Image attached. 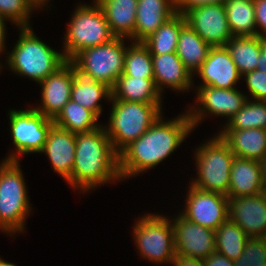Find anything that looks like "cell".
I'll list each match as a JSON object with an SVG mask.
<instances>
[{"instance_id":"7a4b0ae2","label":"cell","mask_w":266,"mask_h":266,"mask_svg":"<svg viewBox=\"0 0 266 266\" xmlns=\"http://www.w3.org/2000/svg\"><path fill=\"white\" fill-rule=\"evenodd\" d=\"M121 179L119 154L102 126L76 134L75 161L71 178L67 181L74 188L87 192L97 185Z\"/></svg>"},{"instance_id":"4dcf8cb0","label":"cell","mask_w":266,"mask_h":266,"mask_svg":"<svg viewBox=\"0 0 266 266\" xmlns=\"http://www.w3.org/2000/svg\"><path fill=\"white\" fill-rule=\"evenodd\" d=\"M250 237L229 219L215 230L216 252L235 261L243 253Z\"/></svg>"},{"instance_id":"44dd1931","label":"cell","mask_w":266,"mask_h":266,"mask_svg":"<svg viewBox=\"0 0 266 266\" xmlns=\"http://www.w3.org/2000/svg\"><path fill=\"white\" fill-rule=\"evenodd\" d=\"M176 14V0H138L134 42H142Z\"/></svg>"},{"instance_id":"9c48e42d","label":"cell","mask_w":266,"mask_h":266,"mask_svg":"<svg viewBox=\"0 0 266 266\" xmlns=\"http://www.w3.org/2000/svg\"><path fill=\"white\" fill-rule=\"evenodd\" d=\"M123 39L115 37L108 43L83 49L71 60L79 68L90 73L97 82L112 89L124 72L127 47L124 46Z\"/></svg>"},{"instance_id":"52a82bcc","label":"cell","mask_w":266,"mask_h":266,"mask_svg":"<svg viewBox=\"0 0 266 266\" xmlns=\"http://www.w3.org/2000/svg\"><path fill=\"white\" fill-rule=\"evenodd\" d=\"M79 5L72 15L65 35L64 56L72 59L78 52L89 47L108 43L112 34L100 5Z\"/></svg>"},{"instance_id":"f1b7e54d","label":"cell","mask_w":266,"mask_h":266,"mask_svg":"<svg viewBox=\"0 0 266 266\" xmlns=\"http://www.w3.org/2000/svg\"><path fill=\"white\" fill-rule=\"evenodd\" d=\"M97 119L99 117L94 112L70 99L53 119V123L61 129L78 134L100 127Z\"/></svg>"},{"instance_id":"4316f807","label":"cell","mask_w":266,"mask_h":266,"mask_svg":"<svg viewBox=\"0 0 266 266\" xmlns=\"http://www.w3.org/2000/svg\"><path fill=\"white\" fill-rule=\"evenodd\" d=\"M225 46L241 76L257 69L262 38L257 35L233 36Z\"/></svg>"},{"instance_id":"7bdbcfd3","label":"cell","mask_w":266,"mask_h":266,"mask_svg":"<svg viewBox=\"0 0 266 266\" xmlns=\"http://www.w3.org/2000/svg\"><path fill=\"white\" fill-rule=\"evenodd\" d=\"M261 167V176L264 186V192H266V155L259 161Z\"/></svg>"},{"instance_id":"7c38bea8","label":"cell","mask_w":266,"mask_h":266,"mask_svg":"<svg viewBox=\"0 0 266 266\" xmlns=\"http://www.w3.org/2000/svg\"><path fill=\"white\" fill-rule=\"evenodd\" d=\"M184 16L187 24L211 47L225 46L233 37L224 4L197 6Z\"/></svg>"},{"instance_id":"9a60e30c","label":"cell","mask_w":266,"mask_h":266,"mask_svg":"<svg viewBox=\"0 0 266 266\" xmlns=\"http://www.w3.org/2000/svg\"><path fill=\"white\" fill-rule=\"evenodd\" d=\"M228 219L249 237L266 238V192L228 197Z\"/></svg>"},{"instance_id":"e575fe53","label":"cell","mask_w":266,"mask_h":266,"mask_svg":"<svg viewBox=\"0 0 266 266\" xmlns=\"http://www.w3.org/2000/svg\"><path fill=\"white\" fill-rule=\"evenodd\" d=\"M235 266H266V238L250 237Z\"/></svg>"},{"instance_id":"ffe728a7","label":"cell","mask_w":266,"mask_h":266,"mask_svg":"<svg viewBox=\"0 0 266 266\" xmlns=\"http://www.w3.org/2000/svg\"><path fill=\"white\" fill-rule=\"evenodd\" d=\"M154 82L162 93L163 85L173 90L187 91L193 85L191 72L184 66L176 52L167 54H151Z\"/></svg>"},{"instance_id":"f6af8a7d","label":"cell","mask_w":266,"mask_h":266,"mask_svg":"<svg viewBox=\"0 0 266 266\" xmlns=\"http://www.w3.org/2000/svg\"><path fill=\"white\" fill-rule=\"evenodd\" d=\"M0 266H16L13 263L5 262L2 259H0Z\"/></svg>"},{"instance_id":"f546056e","label":"cell","mask_w":266,"mask_h":266,"mask_svg":"<svg viewBox=\"0 0 266 266\" xmlns=\"http://www.w3.org/2000/svg\"><path fill=\"white\" fill-rule=\"evenodd\" d=\"M224 6L233 36L257 35L253 0H226Z\"/></svg>"},{"instance_id":"74e56055","label":"cell","mask_w":266,"mask_h":266,"mask_svg":"<svg viewBox=\"0 0 266 266\" xmlns=\"http://www.w3.org/2000/svg\"><path fill=\"white\" fill-rule=\"evenodd\" d=\"M226 0H176V13L185 14L188 10L206 4H224Z\"/></svg>"},{"instance_id":"3957f363","label":"cell","mask_w":266,"mask_h":266,"mask_svg":"<svg viewBox=\"0 0 266 266\" xmlns=\"http://www.w3.org/2000/svg\"><path fill=\"white\" fill-rule=\"evenodd\" d=\"M19 30V40L6 59L9 68L16 74L40 83L66 63L64 54L42 42L31 27Z\"/></svg>"},{"instance_id":"603a6c76","label":"cell","mask_w":266,"mask_h":266,"mask_svg":"<svg viewBox=\"0 0 266 266\" xmlns=\"http://www.w3.org/2000/svg\"><path fill=\"white\" fill-rule=\"evenodd\" d=\"M220 137L236 157L260 161L266 155V130H222Z\"/></svg>"},{"instance_id":"cb8c5ba5","label":"cell","mask_w":266,"mask_h":266,"mask_svg":"<svg viewBox=\"0 0 266 266\" xmlns=\"http://www.w3.org/2000/svg\"><path fill=\"white\" fill-rule=\"evenodd\" d=\"M104 12L115 37L129 38L134 42L138 0H94Z\"/></svg>"},{"instance_id":"83f0119b","label":"cell","mask_w":266,"mask_h":266,"mask_svg":"<svg viewBox=\"0 0 266 266\" xmlns=\"http://www.w3.org/2000/svg\"><path fill=\"white\" fill-rule=\"evenodd\" d=\"M186 23L185 16L176 13L142 43L147 47L150 54L176 52L180 31Z\"/></svg>"},{"instance_id":"f35d334b","label":"cell","mask_w":266,"mask_h":266,"mask_svg":"<svg viewBox=\"0 0 266 266\" xmlns=\"http://www.w3.org/2000/svg\"><path fill=\"white\" fill-rule=\"evenodd\" d=\"M203 262L205 266H235L234 261L217 252L211 254Z\"/></svg>"},{"instance_id":"5b68a950","label":"cell","mask_w":266,"mask_h":266,"mask_svg":"<svg viewBox=\"0 0 266 266\" xmlns=\"http://www.w3.org/2000/svg\"><path fill=\"white\" fill-rule=\"evenodd\" d=\"M112 110L109 127L104 130L119 154L131 142L142 136L162 114L155 103L110 100Z\"/></svg>"},{"instance_id":"ab89813d","label":"cell","mask_w":266,"mask_h":266,"mask_svg":"<svg viewBox=\"0 0 266 266\" xmlns=\"http://www.w3.org/2000/svg\"><path fill=\"white\" fill-rule=\"evenodd\" d=\"M172 264L175 266H205L203 260L176 255Z\"/></svg>"},{"instance_id":"7402d4cb","label":"cell","mask_w":266,"mask_h":266,"mask_svg":"<svg viewBox=\"0 0 266 266\" xmlns=\"http://www.w3.org/2000/svg\"><path fill=\"white\" fill-rule=\"evenodd\" d=\"M263 192L259 161L235 156L231 166L228 197H246Z\"/></svg>"},{"instance_id":"5bb4252c","label":"cell","mask_w":266,"mask_h":266,"mask_svg":"<svg viewBox=\"0 0 266 266\" xmlns=\"http://www.w3.org/2000/svg\"><path fill=\"white\" fill-rule=\"evenodd\" d=\"M173 222L176 255L204 260L216 252L215 231L193 223L181 214Z\"/></svg>"},{"instance_id":"2e32d148","label":"cell","mask_w":266,"mask_h":266,"mask_svg":"<svg viewBox=\"0 0 266 266\" xmlns=\"http://www.w3.org/2000/svg\"><path fill=\"white\" fill-rule=\"evenodd\" d=\"M203 80L200 86L233 89L242 77L226 46L211 47L207 59L197 71Z\"/></svg>"},{"instance_id":"d590c367","label":"cell","mask_w":266,"mask_h":266,"mask_svg":"<svg viewBox=\"0 0 266 266\" xmlns=\"http://www.w3.org/2000/svg\"><path fill=\"white\" fill-rule=\"evenodd\" d=\"M245 81L249 93L255 100L266 101V73L258 69L246 73Z\"/></svg>"},{"instance_id":"60d3db41","label":"cell","mask_w":266,"mask_h":266,"mask_svg":"<svg viewBox=\"0 0 266 266\" xmlns=\"http://www.w3.org/2000/svg\"><path fill=\"white\" fill-rule=\"evenodd\" d=\"M257 64V69L266 73V39H262V49Z\"/></svg>"},{"instance_id":"d6a6232c","label":"cell","mask_w":266,"mask_h":266,"mask_svg":"<svg viewBox=\"0 0 266 266\" xmlns=\"http://www.w3.org/2000/svg\"><path fill=\"white\" fill-rule=\"evenodd\" d=\"M132 43L126 50L123 74L138 78H154L149 50L142 42Z\"/></svg>"},{"instance_id":"8d00e7d4","label":"cell","mask_w":266,"mask_h":266,"mask_svg":"<svg viewBox=\"0 0 266 266\" xmlns=\"http://www.w3.org/2000/svg\"><path fill=\"white\" fill-rule=\"evenodd\" d=\"M255 8L256 27L262 31H257V36L266 39V0H253Z\"/></svg>"},{"instance_id":"1f68e13d","label":"cell","mask_w":266,"mask_h":266,"mask_svg":"<svg viewBox=\"0 0 266 266\" xmlns=\"http://www.w3.org/2000/svg\"><path fill=\"white\" fill-rule=\"evenodd\" d=\"M243 105L228 123L224 130H242L250 128H260L266 130V101L253 100ZM226 127V128H225Z\"/></svg>"},{"instance_id":"6da1fadb","label":"cell","mask_w":266,"mask_h":266,"mask_svg":"<svg viewBox=\"0 0 266 266\" xmlns=\"http://www.w3.org/2000/svg\"><path fill=\"white\" fill-rule=\"evenodd\" d=\"M160 115L137 140L119 153V173L122 178L138 175L166 159L180 146L193 128L188 113L164 122Z\"/></svg>"},{"instance_id":"e0dca14e","label":"cell","mask_w":266,"mask_h":266,"mask_svg":"<svg viewBox=\"0 0 266 266\" xmlns=\"http://www.w3.org/2000/svg\"><path fill=\"white\" fill-rule=\"evenodd\" d=\"M73 81L71 68L65 63L39 83L42 87V105L34 109L54 119L70 100Z\"/></svg>"},{"instance_id":"30bf717a","label":"cell","mask_w":266,"mask_h":266,"mask_svg":"<svg viewBox=\"0 0 266 266\" xmlns=\"http://www.w3.org/2000/svg\"><path fill=\"white\" fill-rule=\"evenodd\" d=\"M9 120L13 144L19 155L40 153L43 150L48 132L54 125L53 119L31 108L10 110Z\"/></svg>"},{"instance_id":"ba28073f","label":"cell","mask_w":266,"mask_h":266,"mask_svg":"<svg viewBox=\"0 0 266 266\" xmlns=\"http://www.w3.org/2000/svg\"><path fill=\"white\" fill-rule=\"evenodd\" d=\"M164 216L148 214L135 223L134 239L140 255L155 263H172L176 256L174 228Z\"/></svg>"},{"instance_id":"d6986e66","label":"cell","mask_w":266,"mask_h":266,"mask_svg":"<svg viewBox=\"0 0 266 266\" xmlns=\"http://www.w3.org/2000/svg\"><path fill=\"white\" fill-rule=\"evenodd\" d=\"M70 66L74 81L71 89V100L94 112L98 117L102 105L98 104L102 98L111 100L112 91L106 84L97 82L94 77L79 68L71 59H66Z\"/></svg>"},{"instance_id":"8fae6325","label":"cell","mask_w":266,"mask_h":266,"mask_svg":"<svg viewBox=\"0 0 266 266\" xmlns=\"http://www.w3.org/2000/svg\"><path fill=\"white\" fill-rule=\"evenodd\" d=\"M185 210L187 220L213 231L228 220V197L217 192H206L190 185Z\"/></svg>"},{"instance_id":"ac0fdd59","label":"cell","mask_w":266,"mask_h":266,"mask_svg":"<svg viewBox=\"0 0 266 266\" xmlns=\"http://www.w3.org/2000/svg\"><path fill=\"white\" fill-rule=\"evenodd\" d=\"M75 152L76 134L53 125L40 153H46L54 171L68 181L72 174Z\"/></svg>"},{"instance_id":"277c9868","label":"cell","mask_w":266,"mask_h":266,"mask_svg":"<svg viewBox=\"0 0 266 266\" xmlns=\"http://www.w3.org/2000/svg\"><path fill=\"white\" fill-rule=\"evenodd\" d=\"M18 158L14 152L0 164V229L11 234L23 232L31 210Z\"/></svg>"},{"instance_id":"b9f144b4","label":"cell","mask_w":266,"mask_h":266,"mask_svg":"<svg viewBox=\"0 0 266 266\" xmlns=\"http://www.w3.org/2000/svg\"><path fill=\"white\" fill-rule=\"evenodd\" d=\"M4 20L5 19H3V18H1L0 17V53L2 52V51H4V49H5V22H4Z\"/></svg>"},{"instance_id":"8992f818","label":"cell","mask_w":266,"mask_h":266,"mask_svg":"<svg viewBox=\"0 0 266 266\" xmlns=\"http://www.w3.org/2000/svg\"><path fill=\"white\" fill-rule=\"evenodd\" d=\"M195 154L197 178L193 187L228 197L231 166L235 155L220 135L200 146Z\"/></svg>"},{"instance_id":"836d02e7","label":"cell","mask_w":266,"mask_h":266,"mask_svg":"<svg viewBox=\"0 0 266 266\" xmlns=\"http://www.w3.org/2000/svg\"><path fill=\"white\" fill-rule=\"evenodd\" d=\"M36 8L31 0H0V17L21 27H30L28 19Z\"/></svg>"},{"instance_id":"d4e9b609","label":"cell","mask_w":266,"mask_h":266,"mask_svg":"<svg viewBox=\"0 0 266 266\" xmlns=\"http://www.w3.org/2000/svg\"><path fill=\"white\" fill-rule=\"evenodd\" d=\"M111 100L155 103L161 109V93L154 78H138L122 74L111 89Z\"/></svg>"},{"instance_id":"484cf974","label":"cell","mask_w":266,"mask_h":266,"mask_svg":"<svg viewBox=\"0 0 266 266\" xmlns=\"http://www.w3.org/2000/svg\"><path fill=\"white\" fill-rule=\"evenodd\" d=\"M211 46L194 31L189 24H185L179 34L176 54L184 66L192 73H196L207 59Z\"/></svg>"},{"instance_id":"ee69618b","label":"cell","mask_w":266,"mask_h":266,"mask_svg":"<svg viewBox=\"0 0 266 266\" xmlns=\"http://www.w3.org/2000/svg\"><path fill=\"white\" fill-rule=\"evenodd\" d=\"M37 8L41 7L42 5H45L49 0H31Z\"/></svg>"},{"instance_id":"4fadbf2b","label":"cell","mask_w":266,"mask_h":266,"mask_svg":"<svg viewBox=\"0 0 266 266\" xmlns=\"http://www.w3.org/2000/svg\"><path fill=\"white\" fill-rule=\"evenodd\" d=\"M197 101L200 106L192 110H188L189 119L195 128L200 120L203 119L204 113H211L215 116L232 118L243 105L246 103L248 97L236 88L223 89L212 86H198Z\"/></svg>"}]
</instances>
